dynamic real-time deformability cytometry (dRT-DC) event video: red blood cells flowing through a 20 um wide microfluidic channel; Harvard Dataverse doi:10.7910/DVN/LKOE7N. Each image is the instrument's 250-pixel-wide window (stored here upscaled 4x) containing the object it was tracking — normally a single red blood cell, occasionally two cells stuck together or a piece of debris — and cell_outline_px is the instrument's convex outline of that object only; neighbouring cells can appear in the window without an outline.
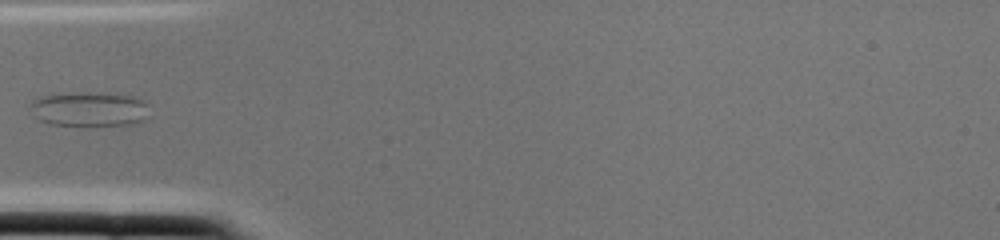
{"species": "common noctule bat (a hibernating species)", "species_latin": "Nyctalus noctula", "temperature_condition": "cold", "stored_images_in_passage": 1, "camera_frame_rate_fps": 3000, "um_per_image_px": 0.085, "animal": {"sex": "female", "body_mass_g": 22.0, "forearm_length_mm": 56.7}, "frame": {"image": 1, "passage_image": 1, "time_ms": 0.0, "image_size_px": [1000, 240], "cell_outline_px": [[144, 120], [132, 124], [48, 124], [40, 120], [36, 116], [28, 104], [32, 100], [40, 96], [64, 92], [108, 92], [132, 96], [144, 100]], "centroid_in_image_um": [7.51, 9.22], "position_along_channel_um": 77.5, "area_um2": 23.7}}